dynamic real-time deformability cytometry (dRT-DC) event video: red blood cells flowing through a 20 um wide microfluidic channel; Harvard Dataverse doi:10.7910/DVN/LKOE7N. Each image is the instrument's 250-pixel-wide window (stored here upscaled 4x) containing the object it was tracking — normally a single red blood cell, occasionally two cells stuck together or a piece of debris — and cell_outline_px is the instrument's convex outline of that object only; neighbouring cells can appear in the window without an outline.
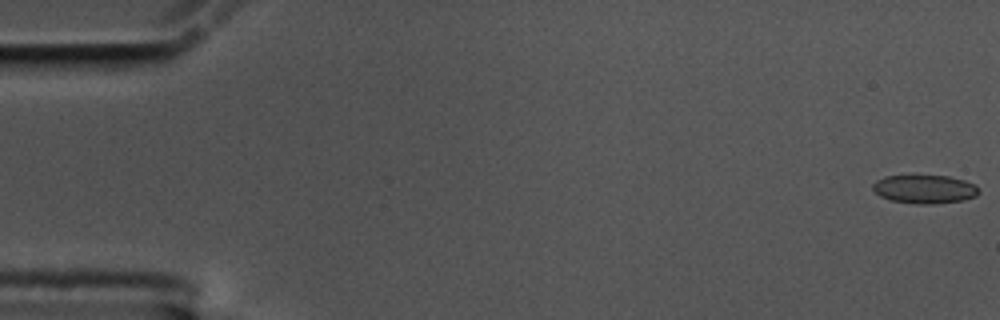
{"species": "common noctule bat (a hibernating species)", "species_latin": "Nyctalus noctula", "temperature_condition": "cold", "stored_images_in_passage": 15, "camera_frame_rate_fps": 3000, "um_per_image_px": 0.085, "animal": {"sex": "male", "body_mass_g": 17.5, "forearm_length_mm": 52.3}, "frame": {"image": 1, "passage_image": 1, "time_ms": 0.0, "image_size_px": [1000, 320], "cell_outline_px": [[980, 192], [976, 196], [964, 200], [932, 204], [916, 204], [892, 200], [880, 196], [872, 188], [872, 184], [876, 180], [884, 176], [948, 176], [964, 180], [976, 184], [980, 188]], "centroid_in_image_um": [78.63, 16.08], "position_along_channel_um": 6.4, "area_um2": 17.69}}